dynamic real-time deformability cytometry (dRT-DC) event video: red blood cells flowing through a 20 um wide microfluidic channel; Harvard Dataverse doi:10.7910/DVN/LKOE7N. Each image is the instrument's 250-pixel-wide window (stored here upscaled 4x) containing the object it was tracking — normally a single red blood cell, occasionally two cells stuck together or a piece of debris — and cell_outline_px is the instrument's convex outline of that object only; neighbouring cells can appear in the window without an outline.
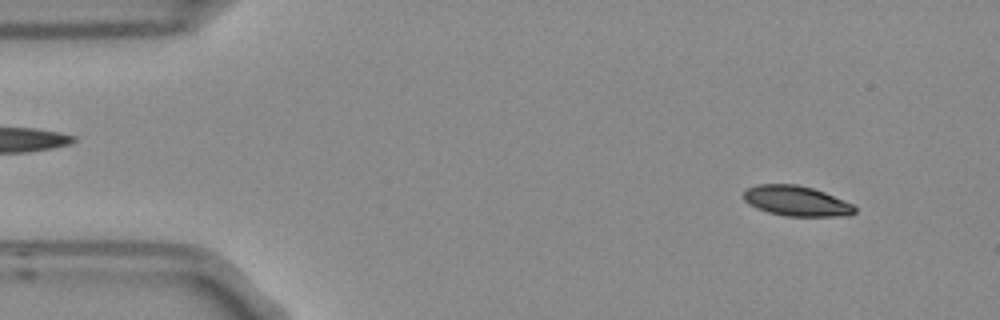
{"species": "Egyptian fruit bat (a non-hibernating species)", "species_latin": "Rousettus aegyptiacus", "temperature_condition": "room temperature", "stored_images_in_passage": 2, "segment_of_instrument_passage": [2, 2], "camera_frame_rate_fps": 3000, "um_per_image_px": 0.085, "frame": {"image": 1, "passage_image": 2, "time_ms": 0.333, "image_size_px": [1000, 320], "cell_outline_px": [[856, 212], [848, 216], [784, 216], [768, 212], [756, 208], [748, 204], [744, 200], [744, 192], [748, 188], [756, 184], [796, 184], [812, 188], [824, 192], [852, 204], [856, 208]], "centroid_in_image_um": [67.68, 17.09], "position_along_channel_um": 17.3, "area_um2": 19.54}}